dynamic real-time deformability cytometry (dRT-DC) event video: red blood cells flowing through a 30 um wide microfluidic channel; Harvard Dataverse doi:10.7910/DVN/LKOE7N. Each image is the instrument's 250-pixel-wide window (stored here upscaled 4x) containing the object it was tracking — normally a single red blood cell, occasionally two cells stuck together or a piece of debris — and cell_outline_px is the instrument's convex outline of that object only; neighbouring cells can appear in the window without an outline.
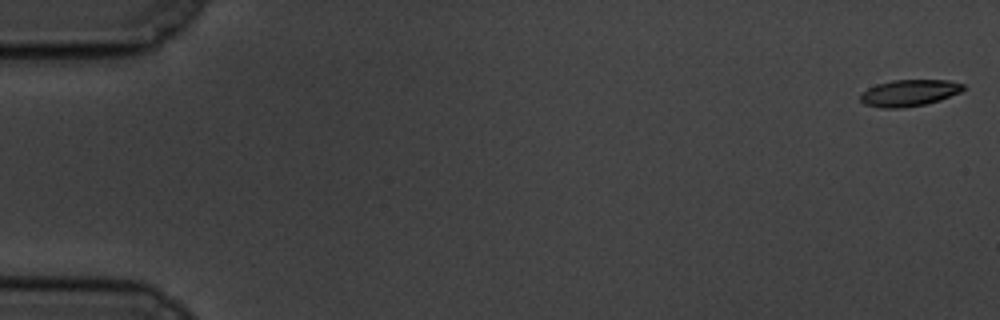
{"species": "common noctule bat (a hibernating species)", "species_latin": "Nyctalus noctula", "temperature_condition": "cold", "stored_images_in_passage": 59, "camera_frame_rate_fps": 3000, "um_per_image_px": 0.085, "animal": {"sex": "male", "body_mass_g": 19.5, "forearm_length_mm": 54.6}, "frame": {"image": 1, "passage_image": 1, "time_ms": 0.0, "image_size_px": [1000, 320], "cell_outline_px": [[968, 88], [960, 92], [940, 100], [924, 104], [900, 108], [880, 108], [864, 104], [860, 100], [860, 96], [868, 88], [876, 84], [892, 80], [948, 80], [964, 84]], "centroid_in_image_um": [77.3, 7.89], "position_along_channel_um": 7.7, "area_um2": 15.95}}
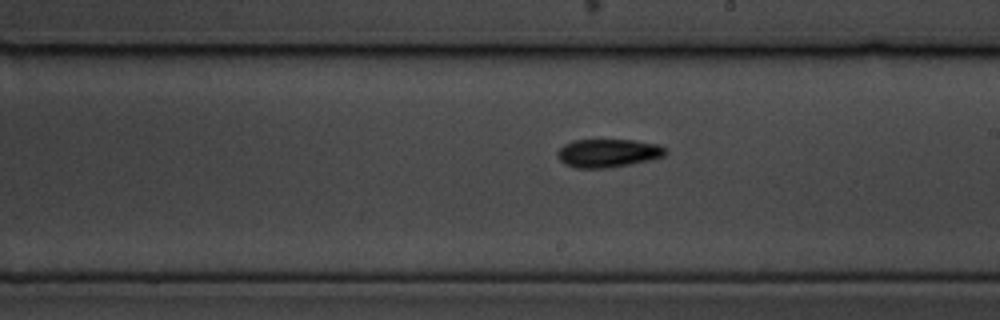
{"frame": {"image": 2, "passage_image": 34, "time_ms": 11.0, "image_size_px": [1000, 320], "cell_outline_px": [[668, 152], [664, 156], [648, 160], [628, 164], [604, 168], [576, 168], [564, 164], [560, 160], [556, 152], [564, 144], [576, 140], [636, 140], [660, 144], [668, 148]], "centroid_in_image_um": [51.71, 13.0], "position_along_channel_um": 237.3, "area_um2": 17.86}}
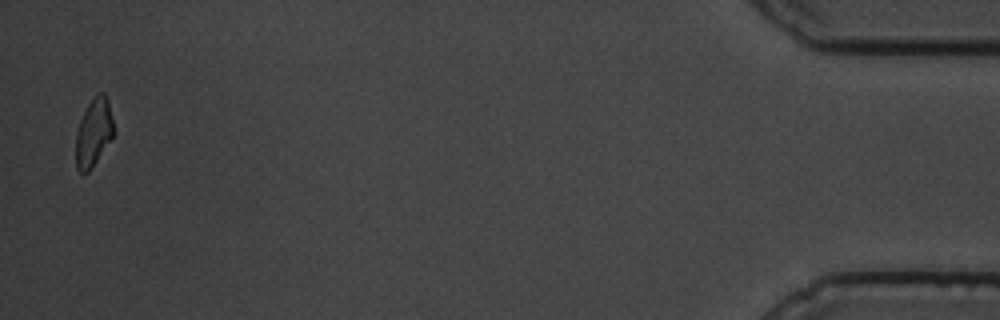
{"frame": {"image": 3, "passage_image": 58, "time_ms": 19.0, "image_size_px": [1000, 320], "cell_outline_px": [[112, 136], [92, 168], [88, 172], [80, 172], [76, 168], [76, 132], [80, 120], [92, 96], [96, 92], [104, 92], [108, 100], [112, 120]], "centroid_in_image_um": [7.93, 11.23], "position_along_channel_um": 427.3, "area_um2": 14.74}, "authors_computed_cell_mechanics": {"area_um2": 16.8776, "velocity_mm_per_s": 3.4419, "shape_relaxation_time_tau1_ms": 2.7859, "shape_relaxation_time_tau2_ms": 5.7239, "deformation_change_tau1": 0.1532, "deformation_change_tau2": 0.1326}}